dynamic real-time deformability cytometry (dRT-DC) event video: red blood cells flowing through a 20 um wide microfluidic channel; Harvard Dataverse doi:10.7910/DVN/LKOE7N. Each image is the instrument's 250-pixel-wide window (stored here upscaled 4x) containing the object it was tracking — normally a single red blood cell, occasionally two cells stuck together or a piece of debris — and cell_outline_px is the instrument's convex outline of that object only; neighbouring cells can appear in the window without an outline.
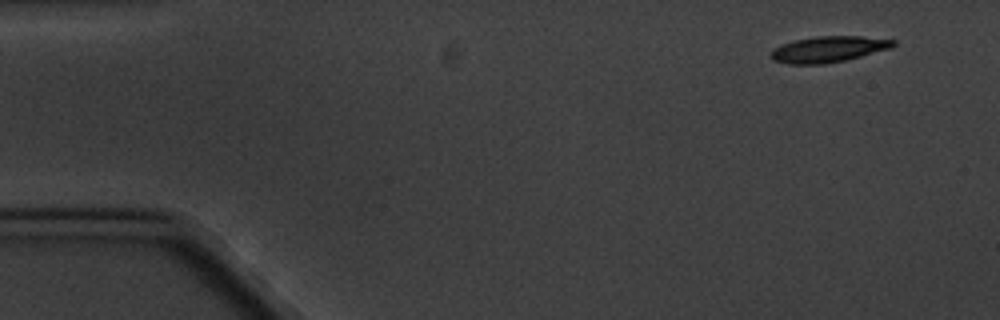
{"species": "common noctule bat (a hibernating species)", "species_latin": "Nyctalus noctula", "temperature_condition": "cold", "stored_images_in_passage": 5, "camera_frame_rate_fps": 3000, "um_per_image_px": 0.085, "animal": {"sex": "male", "body_mass_g": 20.1, "forearm_length_mm": 53.5}, "frame": {"image": 1, "passage_image": 1, "time_ms": 0.0, "image_size_px": [1000, 320], "cell_outline_px": [[896, 44], [892, 48], [844, 60], [824, 64], [788, 64], [772, 60], [768, 56], [772, 48], [780, 44], [792, 40], [816, 36], [860, 36], [896, 40]], "centroid_in_image_um": [70.35, 4.18], "position_along_channel_um": 14.7, "area_um2": 18.79}}
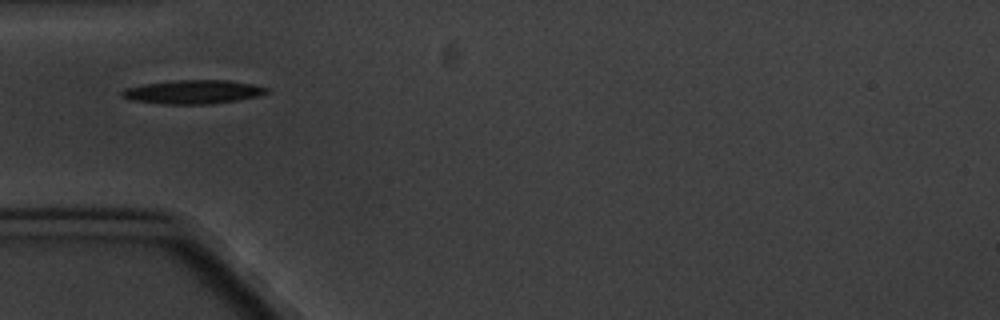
{"frame": {"image": 2, "passage_image": 5, "time_ms": 4.667, "image_size_px": [1000, 320], "cell_outline_px": [[268, 92], [256, 96], [236, 100], [204, 104], [164, 104], [132, 100], [124, 96], [120, 92], [124, 88], [144, 84], [172, 80], [228, 80], [252, 84], [268, 88]], "centroid_in_image_um": [16.38, 7.8], "position_along_channel_um": 68.6, "area_um2": 19.77}}